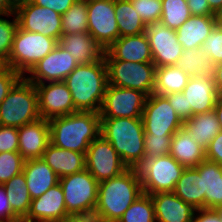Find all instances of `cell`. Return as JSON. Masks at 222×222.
Segmentation results:
<instances>
[{"label":"cell","mask_w":222,"mask_h":222,"mask_svg":"<svg viewBox=\"0 0 222 222\" xmlns=\"http://www.w3.org/2000/svg\"><path fill=\"white\" fill-rule=\"evenodd\" d=\"M143 194L137 170L128 168L122 174L102 181L93 216L105 222H117L129 206Z\"/></svg>","instance_id":"1"},{"label":"cell","mask_w":222,"mask_h":222,"mask_svg":"<svg viewBox=\"0 0 222 222\" xmlns=\"http://www.w3.org/2000/svg\"><path fill=\"white\" fill-rule=\"evenodd\" d=\"M48 122L50 143L61 149L86 153L91 142L101 134V118L96 112L78 111Z\"/></svg>","instance_id":"2"},{"label":"cell","mask_w":222,"mask_h":222,"mask_svg":"<svg viewBox=\"0 0 222 222\" xmlns=\"http://www.w3.org/2000/svg\"><path fill=\"white\" fill-rule=\"evenodd\" d=\"M64 82L77 111L99 113L108 84L104 57L95 63L78 64Z\"/></svg>","instance_id":"3"},{"label":"cell","mask_w":222,"mask_h":222,"mask_svg":"<svg viewBox=\"0 0 222 222\" xmlns=\"http://www.w3.org/2000/svg\"><path fill=\"white\" fill-rule=\"evenodd\" d=\"M144 132L142 118H101V134L128 168L144 160Z\"/></svg>","instance_id":"4"},{"label":"cell","mask_w":222,"mask_h":222,"mask_svg":"<svg viewBox=\"0 0 222 222\" xmlns=\"http://www.w3.org/2000/svg\"><path fill=\"white\" fill-rule=\"evenodd\" d=\"M39 118L35 84L23 76L0 103V125L19 128Z\"/></svg>","instance_id":"5"},{"label":"cell","mask_w":222,"mask_h":222,"mask_svg":"<svg viewBox=\"0 0 222 222\" xmlns=\"http://www.w3.org/2000/svg\"><path fill=\"white\" fill-rule=\"evenodd\" d=\"M59 42L40 33L29 32L19 26L15 32L7 67L22 76L47 56Z\"/></svg>","instance_id":"6"},{"label":"cell","mask_w":222,"mask_h":222,"mask_svg":"<svg viewBox=\"0 0 222 222\" xmlns=\"http://www.w3.org/2000/svg\"><path fill=\"white\" fill-rule=\"evenodd\" d=\"M142 191L152 195L158 192H173L185 167L170 154L144 159L136 168Z\"/></svg>","instance_id":"7"},{"label":"cell","mask_w":222,"mask_h":222,"mask_svg":"<svg viewBox=\"0 0 222 222\" xmlns=\"http://www.w3.org/2000/svg\"><path fill=\"white\" fill-rule=\"evenodd\" d=\"M68 215H93L98 202L99 182L85 168L59 178Z\"/></svg>","instance_id":"8"},{"label":"cell","mask_w":222,"mask_h":222,"mask_svg":"<svg viewBox=\"0 0 222 222\" xmlns=\"http://www.w3.org/2000/svg\"><path fill=\"white\" fill-rule=\"evenodd\" d=\"M108 84L130 88L147 97L154 92L156 66L153 63H134L123 60H105Z\"/></svg>","instance_id":"9"},{"label":"cell","mask_w":222,"mask_h":222,"mask_svg":"<svg viewBox=\"0 0 222 222\" xmlns=\"http://www.w3.org/2000/svg\"><path fill=\"white\" fill-rule=\"evenodd\" d=\"M144 131L151 135H174L183 128V121L165 95L152 93L146 98L142 114Z\"/></svg>","instance_id":"10"},{"label":"cell","mask_w":222,"mask_h":222,"mask_svg":"<svg viewBox=\"0 0 222 222\" xmlns=\"http://www.w3.org/2000/svg\"><path fill=\"white\" fill-rule=\"evenodd\" d=\"M86 169L100 183L122 174L128 169L112 144L100 134L87 149Z\"/></svg>","instance_id":"11"},{"label":"cell","mask_w":222,"mask_h":222,"mask_svg":"<svg viewBox=\"0 0 222 222\" xmlns=\"http://www.w3.org/2000/svg\"><path fill=\"white\" fill-rule=\"evenodd\" d=\"M88 33L106 51L118 38L115 0H87Z\"/></svg>","instance_id":"12"},{"label":"cell","mask_w":222,"mask_h":222,"mask_svg":"<svg viewBox=\"0 0 222 222\" xmlns=\"http://www.w3.org/2000/svg\"><path fill=\"white\" fill-rule=\"evenodd\" d=\"M146 98L141 91L107 84L100 118H141Z\"/></svg>","instance_id":"13"},{"label":"cell","mask_w":222,"mask_h":222,"mask_svg":"<svg viewBox=\"0 0 222 222\" xmlns=\"http://www.w3.org/2000/svg\"><path fill=\"white\" fill-rule=\"evenodd\" d=\"M18 26L29 32L40 33L58 42L62 37V15L54 10L40 7L31 1L15 8Z\"/></svg>","instance_id":"14"},{"label":"cell","mask_w":222,"mask_h":222,"mask_svg":"<svg viewBox=\"0 0 222 222\" xmlns=\"http://www.w3.org/2000/svg\"><path fill=\"white\" fill-rule=\"evenodd\" d=\"M153 64L157 67L177 65L183 53L182 45L177 41L176 30L165 26L161 21L146 27Z\"/></svg>","instance_id":"15"},{"label":"cell","mask_w":222,"mask_h":222,"mask_svg":"<svg viewBox=\"0 0 222 222\" xmlns=\"http://www.w3.org/2000/svg\"><path fill=\"white\" fill-rule=\"evenodd\" d=\"M78 63L59 43L43 59H41L25 77L29 82L41 84L47 82L64 81L76 68Z\"/></svg>","instance_id":"16"},{"label":"cell","mask_w":222,"mask_h":222,"mask_svg":"<svg viewBox=\"0 0 222 222\" xmlns=\"http://www.w3.org/2000/svg\"><path fill=\"white\" fill-rule=\"evenodd\" d=\"M38 93L39 113L41 118H51L78 112L72 96L64 81L35 84Z\"/></svg>","instance_id":"17"},{"label":"cell","mask_w":222,"mask_h":222,"mask_svg":"<svg viewBox=\"0 0 222 222\" xmlns=\"http://www.w3.org/2000/svg\"><path fill=\"white\" fill-rule=\"evenodd\" d=\"M68 216L64 193L58 183L40 197L31 200L27 216L21 222H54Z\"/></svg>","instance_id":"18"},{"label":"cell","mask_w":222,"mask_h":222,"mask_svg":"<svg viewBox=\"0 0 222 222\" xmlns=\"http://www.w3.org/2000/svg\"><path fill=\"white\" fill-rule=\"evenodd\" d=\"M18 152L25 161L42 158L50 143V126L46 119L39 118L18 128Z\"/></svg>","instance_id":"19"},{"label":"cell","mask_w":222,"mask_h":222,"mask_svg":"<svg viewBox=\"0 0 222 222\" xmlns=\"http://www.w3.org/2000/svg\"><path fill=\"white\" fill-rule=\"evenodd\" d=\"M105 60L153 63L150 44L144 33L119 37L104 53Z\"/></svg>","instance_id":"20"},{"label":"cell","mask_w":222,"mask_h":222,"mask_svg":"<svg viewBox=\"0 0 222 222\" xmlns=\"http://www.w3.org/2000/svg\"><path fill=\"white\" fill-rule=\"evenodd\" d=\"M182 93L186 96L188 119L198 113L213 111L220 96L217 92L214 78L206 77H190Z\"/></svg>","instance_id":"21"},{"label":"cell","mask_w":222,"mask_h":222,"mask_svg":"<svg viewBox=\"0 0 222 222\" xmlns=\"http://www.w3.org/2000/svg\"><path fill=\"white\" fill-rule=\"evenodd\" d=\"M151 199L156 222H192L196 209L173 192H158Z\"/></svg>","instance_id":"22"},{"label":"cell","mask_w":222,"mask_h":222,"mask_svg":"<svg viewBox=\"0 0 222 222\" xmlns=\"http://www.w3.org/2000/svg\"><path fill=\"white\" fill-rule=\"evenodd\" d=\"M59 44L78 64L95 63L101 60L105 53L89 33L63 34Z\"/></svg>","instance_id":"23"},{"label":"cell","mask_w":222,"mask_h":222,"mask_svg":"<svg viewBox=\"0 0 222 222\" xmlns=\"http://www.w3.org/2000/svg\"><path fill=\"white\" fill-rule=\"evenodd\" d=\"M23 174L31 199L40 197L59 183V177L42 158L25 161Z\"/></svg>","instance_id":"24"},{"label":"cell","mask_w":222,"mask_h":222,"mask_svg":"<svg viewBox=\"0 0 222 222\" xmlns=\"http://www.w3.org/2000/svg\"><path fill=\"white\" fill-rule=\"evenodd\" d=\"M85 155L86 153L61 149L49 143L42 159L62 178L83 171L86 168Z\"/></svg>","instance_id":"25"},{"label":"cell","mask_w":222,"mask_h":222,"mask_svg":"<svg viewBox=\"0 0 222 222\" xmlns=\"http://www.w3.org/2000/svg\"><path fill=\"white\" fill-rule=\"evenodd\" d=\"M217 24V16L192 15L177 30V41L184 50L200 48Z\"/></svg>","instance_id":"26"},{"label":"cell","mask_w":222,"mask_h":222,"mask_svg":"<svg viewBox=\"0 0 222 222\" xmlns=\"http://www.w3.org/2000/svg\"><path fill=\"white\" fill-rule=\"evenodd\" d=\"M170 155L185 168L197 167L206 159V151L194 141L184 128L171 139Z\"/></svg>","instance_id":"27"},{"label":"cell","mask_w":222,"mask_h":222,"mask_svg":"<svg viewBox=\"0 0 222 222\" xmlns=\"http://www.w3.org/2000/svg\"><path fill=\"white\" fill-rule=\"evenodd\" d=\"M202 177L205 192V208L216 209L222 205V173L221 165L205 159L195 167Z\"/></svg>","instance_id":"28"},{"label":"cell","mask_w":222,"mask_h":222,"mask_svg":"<svg viewBox=\"0 0 222 222\" xmlns=\"http://www.w3.org/2000/svg\"><path fill=\"white\" fill-rule=\"evenodd\" d=\"M183 128L205 151L212 139L220 132V125L214 110L193 115L184 121Z\"/></svg>","instance_id":"29"},{"label":"cell","mask_w":222,"mask_h":222,"mask_svg":"<svg viewBox=\"0 0 222 222\" xmlns=\"http://www.w3.org/2000/svg\"><path fill=\"white\" fill-rule=\"evenodd\" d=\"M173 193L195 209L205 208L202 177H200L195 167L185 168L175 185Z\"/></svg>","instance_id":"30"},{"label":"cell","mask_w":222,"mask_h":222,"mask_svg":"<svg viewBox=\"0 0 222 222\" xmlns=\"http://www.w3.org/2000/svg\"><path fill=\"white\" fill-rule=\"evenodd\" d=\"M177 65L193 78H213L216 70V63L201 47L183 50Z\"/></svg>","instance_id":"31"},{"label":"cell","mask_w":222,"mask_h":222,"mask_svg":"<svg viewBox=\"0 0 222 222\" xmlns=\"http://www.w3.org/2000/svg\"><path fill=\"white\" fill-rule=\"evenodd\" d=\"M190 76L178 65L157 67L154 92L160 95L182 92Z\"/></svg>","instance_id":"32"},{"label":"cell","mask_w":222,"mask_h":222,"mask_svg":"<svg viewBox=\"0 0 222 222\" xmlns=\"http://www.w3.org/2000/svg\"><path fill=\"white\" fill-rule=\"evenodd\" d=\"M2 185L5 188L12 211L23 220L29 212L32 200L27 188L25 175L22 172Z\"/></svg>","instance_id":"33"},{"label":"cell","mask_w":222,"mask_h":222,"mask_svg":"<svg viewBox=\"0 0 222 222\" xmlns=\"http://www.w3.org/2000/svg\"><path fill=\"white\" fill-rule=\"evenodd\" d=\"M115 15L119 37L142 34L146 25L141 20L130 0H115Z\"/></svg>","instance_id":"34"},{"label":"cell","mask_w":222,"mask_h":222,"mask_svg":"<svg viewBox=\"0 0 222 222\" xmlns=\"http://www.w3.org/2000/svg\"><path fill=\"white\" fill-rule=\"evenodd\" d=\"M87 0H76L75 3L62 14V35L88 33Z\"/></svg>","instance_id":"35"},{"label":"cell","mask_w":222,"mask_h":222,"mask_svg":"<svg viewBox=\"0 0 222 222\" xmlns=\"http://www.w3.org/2000/svg\"><path fill=\"white\" fill-rule=\"evenodd\" d=\"M191 16L186 0H162L160 21L168 28L177 30Z\"/></svg>","instance_id":"36"},{"label":"cell","mask_w":222,"mask_h":222,"mask_svg":"<svg viewBox=\"0 0 222 222\" xmlns=\"http://www.w3.org/2000/svg\"><path fill=\"white\" fill-rule=\"evenodd\" d=\"M117 222H156L151 195L141 194Z\"/></svg>","instance_id":"37"},{"label":"cell","mask_w":222,"mask_h":222,"mask_svg":"<svg viewBox=\"0 0 222 222\" xmlns=\"http://www.w3.org/2000/svg\"><path fill=\"white\" fill-rule=\"evenodd\" d=\"M25 160L19 152L0 153V184L23 172Z\"/></svg>","instance_id":"38"},{"label":"cell","mask_w":222,"mask_h":222,"mask_svg":"<svg viewBox=\"0 0 222 222\" xmlns=\"http://www.w3.org/2000/svg\"><path fill=\"white\" fill-rule=\"evenodd\" d=\"M172 136L173 135H151L145 131L144 159L169 155Z\"/></svg>","instance_id":"39"},{"label":"cell","mask_w":222,"mask_h":222,"mask_svg":"<svg viewBox=\"0 0 222 222\" xmlns=\"http://www.w3.org/2000/svg\"><path fill=\"white\" fill-rule=\"evenodd\" d=\"M133 8L146 26L160 21L162 0H130Z\"/></svg>","instance_id":"40"},{"label":"cell","mask_w":222,"mask_h":222,"mask_svg":"<svg viewBox=\"0 0 222 222\" xmlns=\"http://www.w3.org/2000/svg\"><path fill=\"white\" fill-rule=\"evenodd\" d=\"M0 14V58L4 61H8L15 32L18 28V19L16 14L15 19L12 21L1 18Z\"/></svg>","instance_id":"41"},{"label":"cell","mask_w":222,"mask_h":222,"mask_svg":"<svg viewBox=\"0 0 222 222\" xmlns=\"http://www.w3.org/2000/svg\"><path fill=\"white\" fill-rule=\"evenodd\" d=\"M201 48L216 64L222 62V27L217 23Z\"/></svg>","instance_id":"42"},{"label":"cell","mask_w":222,"mask_h":222,"mask_svg":"<svg viewBox=\"0 0 222 222\" xmlns=\"http://www.w3.org/2000/svg\"><path fill=\"white\" fill-rule=\"evenodd\" d=\"M18 128L0 125V153L18 152Z\"/></svg>","instance_id":"43"},{"label":"cell","mask_w":222,"mask_h":222,"mask_svg":"<svg viewBox=\"0 0 222 222\" xmlns=\"http://www.w3.org/2000/svg\"><path fill=\"white\" fill-rule=\"evenodd\" d=\"M23 76L7 67L1 74H0V103L5 99L8 95L9 91L13 88V86L22 78Z\"/></svg>","instance_id":"44"},{"label":"cell","mask_w":222,"mask_h":222,"mask_svg":"<svg viewBox=\"0 0 222 222\" xmlns=\"http://www.w3.org/2000/svg\"><path fill=\"white\" fill-rule=\"evenodd\" d=\"M0 221L21 222L22 220L12 211L5 188L0 184Z\"/></svg>","instance_id":"45"},{"label":"cell","mask_w":222,"mask_h":222,"mask_svg":"<svg viewBox=\"0 0 222 222\" xmlns=\"http://www.w3.org/2000/svg\"><path fill=\"white\" fill-rule=\"evenodd\" d=\"M165 96L168 98L169 104L182 119V121L184 122L185 120H188L186 96L183 95L182 92L171 93Z\"/></svg>","instance_id":"46"},{"label":"cell","mask_w":222,"mask_h":222,"mask_svg":"<svg viewBox=\"0 0 222 222\" xmlns=\"http://www.w3.org/2000/svg\"><path fill=\"white\" fill-rule=\"evenodd\" d=\"M76 0H31V2L40 7L54 10L59 14H64Z\"/></svg>","instance_id":"47"},{"label":"cell","mask_w":222,"mask_h":222,"mask_svg":"<svg viewBox=\"0 0 222 222\" xmlns=\"http://www.w3.org/2000/svg\"><path fill=\"white\" fill-rule=\"evenodd\" d=\"M206 159L222 165V131L210 142L206 150Z\"/></svg>","instance_id":"48"},{"label":"cell","mask_w":222,"mask_h":222,"mask_svg":"<svg viewBox=\"0 0 222 222\" xmlns=\"http://www.w3.org/2000/svg\"><path fill=\"white\" fill-rule=\"evenodd\" d=\"M191 15L217 16L210 8L207 0H186Z\"/></svg>","instance_id":"49"},{"label":"cell","mask_w":222,"mask_h":222,"mask_svg":"<svg viewBox=\"0 0 222 222\" xmlns=\"http://www.w3.org/2000/svg\"><path fill=\"white\" fill-rule=\"evenodd\" d=\"M195 212H198L199 215L195 216L194 213L192 222H222L221 217L215 209H196Z\"/></svg>","instance_id":"50"},{"label":"cell","mask_w":222,"mask_h":222,"mask_svg":"<svg viewBox=\"0 0 222 222\" xmlns=\"http://www.w3.org/2000/svg\"><path fill=\"white\" fill-rule=\"evenodd\" d=\"M95 219L93 215H68L54 222H93Z\"/></svg>","instance_id":"51"},{"label":"cell","mask_w":222,"mask_h":222,"mask_svg":"<svg viewBox=\"0 0 222 222\" xmlns=\"http://www.w3.org/2000/svg\"><path fill=\"white\" fill-rule=\"evenodd\" d=\"M0 14L7 17L15 15V7L9 0H0Z\"/></svg>","instance_id":"52"},{"label":"cell","mask_w":222,"mask_h":222,"mask_svg":"<svg viewBox=\"0 0 222 222\" xmlns=\"http://www.w3.org/2000/svg\"><path fill=\"white\" fill-rule=\"evenodd\" d=\"M213 78L217 92L220 96H222V62L216 64V70Z\"/></svg>","instance_id":"53"},{"label":"cell","mask_w":222,"mask_h":222,"mask_svg":"<svg viewBox=\"0 0 222 222\" xmlns=\"http://www.w3.org/2000/svg\"><path fill=\"white\" fill-rule=\"evenodd\" d=\"M213 110L217 116L220 125V131H222V96H219Z\"/></svg>","instance_id":"54"},{"label":"cell","mask_w":222,"mask_h":222,"mask_svg":"<svg viewBox=\"0 0 222 222\" xmlns=\"http://www.w3.org/2000/svg\"><path fill=\"white\" fill-rule=\"evenodd\" d=\"M211 10L218 15L222 11V0H207Z\"/></svg>","instance_id":"55"},{"label":"cell","mask_w":222,"mask_h":222,"mask_svg":"<svg viewBox=\"0 0 222 222\" xmlns=\"http://www.w3.org/2000/svg\"><path fill=\"white\" fill-rule=\"evenodd\" d=\"M9 1L16 8L17 6H19V5L23 4V3L30 2L31 0H9Z\"/></svg>","instance_id":"56"},{"label":"cell","mask_w":222,"mask_h":222,"mask_svg":"<svg viewBox=\"0 0 222 222\" xmlns=\"http://www.w3.org/2000/svg\"><path fill=\"white\" fill-rule=\"evenodd\" d=\"M7 68L6 61L0 58V74Z\"/></svg>","instance_id":"57"},{"label":"cell","mask_w":222,"mask_h":222,"mask_svg":"<svg viewBox=\"0 0 222 222\" xmlns=\"http://www.w3.org/2000/svg\"><path fill=\"white\" fill-rule=\"evenodd\" d=\"M217 23L222 27V11L217 15Z\"/></svg>","instance_id":"58"},{"label":"cell","mask_w":222,"mask_h":222,"mask_svg":"<svg viewBox=\"0 0 222 222\" xmlns=\"http://www.w3.org/2000/svg\"><path fill=\"white\" fill-rule=\"evenodd\" d=\"M215 210L217 211V213L219 214V216L221 217V220H222V205L217 207Z\"/></svg>","instance_id":"59"},{"label":"cell","mask_w":222,"mask_h":222,"mask_svg":"<svg viewBox=\"0 0 222 222\" xmlns=\"http://www.w3.org/2000/svg\"><path fill=\"white\" fill-rule=\"evenodd\" d=\"M93 222H105V221H101V220L95 219Z\"/></svg>","instance_id":"60"}]
</instances>
